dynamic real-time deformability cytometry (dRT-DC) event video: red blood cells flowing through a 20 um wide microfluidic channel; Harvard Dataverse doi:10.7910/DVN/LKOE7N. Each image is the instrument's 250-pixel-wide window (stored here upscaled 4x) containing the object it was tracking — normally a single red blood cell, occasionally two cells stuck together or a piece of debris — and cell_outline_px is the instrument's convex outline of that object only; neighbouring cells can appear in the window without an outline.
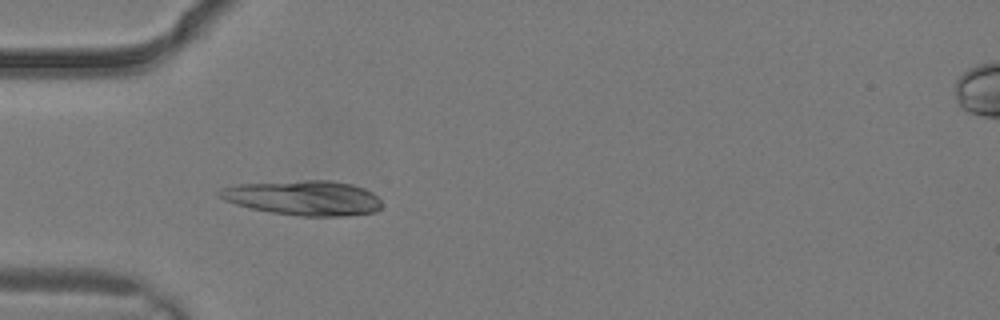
{"species": "common noctule bat (a hibernating species)", "species_latin": "Nyctalus noctula", "temperature_condition": "warm", "stored_images_in_passage": 5, "camera_frame_rate_fps": 3000, "um_per_image_px": 0.085, "animal": {"sex": "male", "body_mass_g": 19.2, "forearm_length_mm": 51.8}, "frame": {"image": 1, "passage_image": 4, "time_ms": 1.0, "image_size_px": [1000, 320], "cell_outline_px": [[380, 208], [376, 212], [344, 216], [304, 216], [272, 212], [252, 208], [236, 204], [224, 200], [216, 192], [224, 188], [240, 184], [304, 180], [332, 180], [352, 184], [364, 188], [372, 192], [380, 200]], "centroid_in_image_um": [25.85, 16.81], "position_along_channel_um": 59.2, "area_um2": 32.66}}